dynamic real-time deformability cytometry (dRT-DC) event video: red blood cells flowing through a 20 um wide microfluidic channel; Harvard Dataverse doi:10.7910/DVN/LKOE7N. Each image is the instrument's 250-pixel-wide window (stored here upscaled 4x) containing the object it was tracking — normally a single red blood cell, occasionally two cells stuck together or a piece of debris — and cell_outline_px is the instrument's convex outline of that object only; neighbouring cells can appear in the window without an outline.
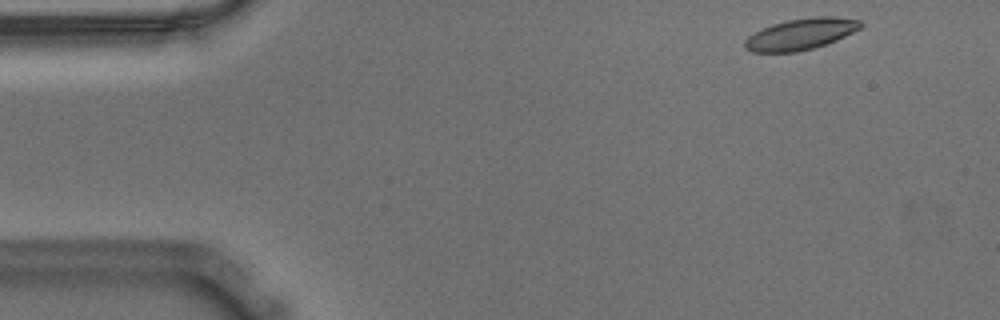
{"species": "Egyptian fruit bat (a non-hibernating species)", "species_latin": "Rousettus aegyptiacus", "temperature_condition": "warm", "stored_images_in_passage": 51, "camera_frame_rate_fps": 3000, "um_per_image_px": 0.085, "animal": {"sex": "male"}, "frame": {"image": 1, "passage_image": 1, "time_ms": 0.0, "image_size_px": [1000, 320], "cell_outline_px": [[864, 24], [860, 28], [836, 40], [812, 48], [796, 52], [752, 52], [744, 48], [744, 40], [748, 36], [772, 24], [788, 20], [812, 16], [836, 16], [860, 20]], "centroid_in_image_um": [68.06, 2.89], "position_along_channel_um": 16.9, "area_um2": 20.98}}
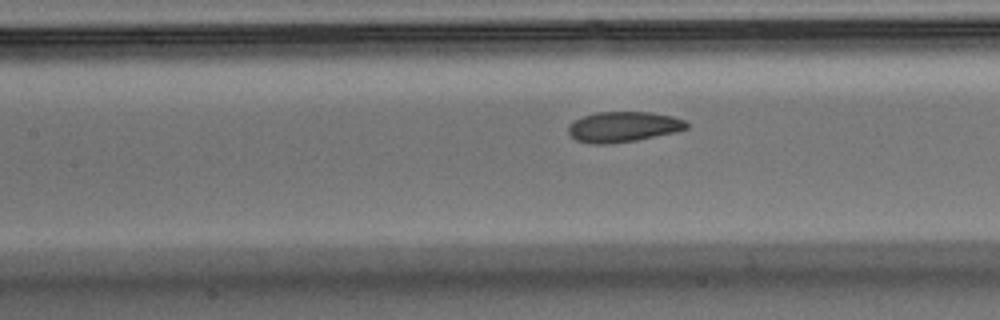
{"frame": {"image": 2, "passage_image": 20, "time_ms": 6.333, "image_size_px": [1000, 320], "cell_outline_px": [[688, 128], [676, 132], [636, 140], [608, 144], [592, 144], [576, 140], [568, 132], [568, 124], [584, 116], [596, 112], [648, 112], [672, 116], [684, 120], [688, 124]], "centroid_in_image_um": [52.97, 10.78], "position_along_channel_um": 154.4, "area_um2": 20.87}}
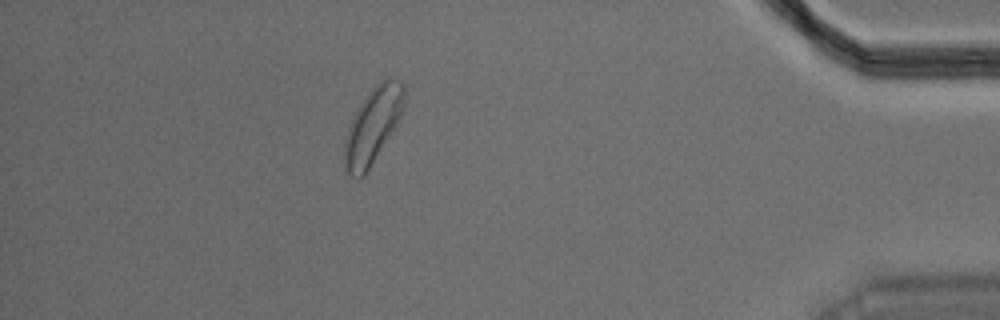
{"frame": {"image": 3, "passage_image": 45, "time_ms": 14.667, "image_size_px": [1000, 320], "cell_outline_px": [[404, 108], [396, 124], [364, 176], [356, 180], [344, 168], [344, 136], [348, 124], [372, 88], [380, 80], [388, 76], [392, 76], [404, 84]], "centroid_in_image_um": [31.67, 10.66], "position_along_channel_um": 403.5, "area_um2": 26.13}, "authors_computed_cell_mechanics": {"area_um2": 21.4438, "velocity_mm_per_s": 3.5803, "shape_relaxation_time_tau1_ms": 3.125, "shape_relaxation_time_tau2_ms": 2.5207, "deformation_change_tau1": 0.0923, "deformation_change_tau2": 0.0694}}